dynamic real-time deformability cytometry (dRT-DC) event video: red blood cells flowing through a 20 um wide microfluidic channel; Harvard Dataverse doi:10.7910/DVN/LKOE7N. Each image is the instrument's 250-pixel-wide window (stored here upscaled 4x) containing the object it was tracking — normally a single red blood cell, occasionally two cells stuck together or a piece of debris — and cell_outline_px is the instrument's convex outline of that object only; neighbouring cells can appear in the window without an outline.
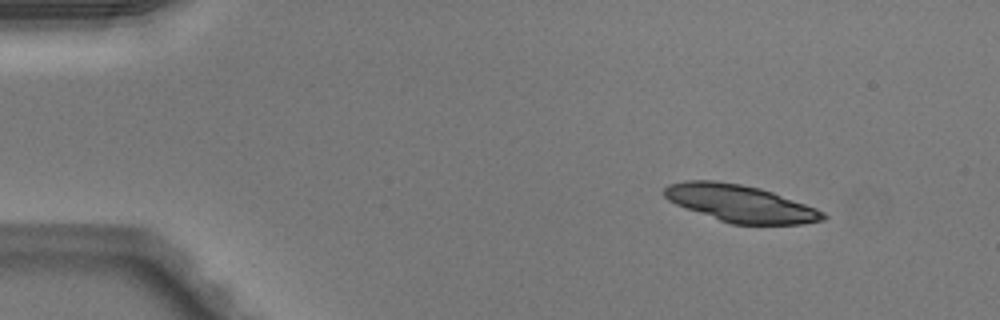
{"species": "Egyptian fruit bat (a non-hibernating species)", "species_latin": "Rousettus aegyptiacus", "temperature_condition": "warm", "stored_images_in_passage": 44, "camera_frame_rate_fps": 3000, "um_per_image_px": 0.085, "animal": {"sex": "male"}, "frame": {"image": 1, "passage_image": 1, "time_ms": 0.0, "image_size_px": [1000, 320], "cell_outline_px": [[828, 216], [824, 220], [804, 224], [732, 224], [684, 208], [668, 200], [664, 196], [664, 188], [668, 184], [684, 180], [716, 180], [740, 184], [760, 188], [772, 192], [816, 208], [824, 212]], "centroid_in_image_um": [62.91, 17.29], "position_along_channel_um": 22.1, "area_um2": 34.28}, "authors_computed_cell_mechanics": {"area_um2": 20.7213, "velocity_mm_per_s": 4.0738, "shape_relaxation_time_tau1_ms": 2.49, "shape_relaxation_time_tau2_ms": 2.4749, "deformation_change_tau1": 0.1121, "deformation_change_tau2": 0.0859}}